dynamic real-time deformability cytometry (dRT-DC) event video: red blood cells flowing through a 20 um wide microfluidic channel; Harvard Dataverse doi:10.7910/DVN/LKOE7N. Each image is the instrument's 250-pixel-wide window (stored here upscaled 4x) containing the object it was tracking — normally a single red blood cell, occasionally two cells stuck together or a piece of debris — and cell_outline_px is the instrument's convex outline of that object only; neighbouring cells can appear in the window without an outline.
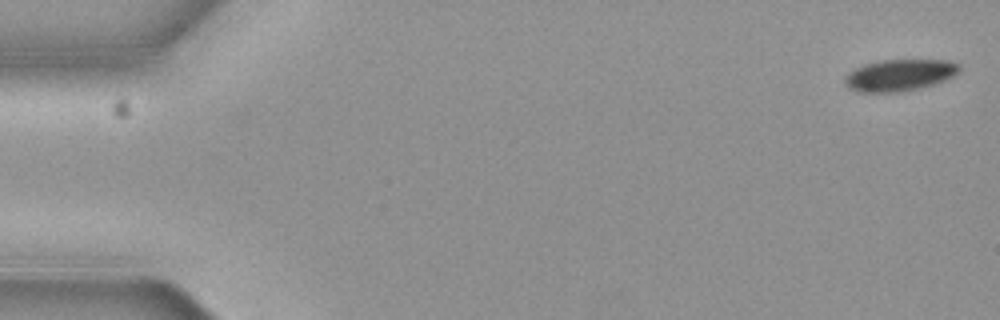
{"species": "common noctule bat (a hibernating species)", "species_latin": "Nyctalus noctula", "temperature_condition": "cold", "stored_images_in_passage": 6, "camera_frame_rate_fps": 3000, "um_per_image_px": 0.085, "animal": {"sex": "female", "body_mass_g": 19.3, "forearm_length_mm": 54.1}, "frame": {"image": 1, "passage_image": 1, "time_ms": 0.0, "image_size_px": [1000, 320], "cell_outline_px": [[960, 72], [944, 80], [920, 88], [900, 92], [856, 92], [848, 88], [844, 80], [848, 72], [864, 64], [880, 60], [944, 60], [960, 64]], "centroid_in_image_um": [76.44, 6.39], "position_along_channel_um": 8.6, "area_um2": 21.1}}